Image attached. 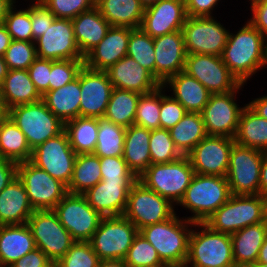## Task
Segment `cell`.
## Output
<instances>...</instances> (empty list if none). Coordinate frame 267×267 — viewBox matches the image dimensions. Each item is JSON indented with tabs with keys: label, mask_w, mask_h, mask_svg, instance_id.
Instances as JSON below:
<instances>
[{
	"label": "cell",
	"mask_w": 267,
	"mask_h": 267,
	"mask_svg": "<svg viewBox=\"0 0 267 267\" xmlns=\"http://www.w3.org/2000/svg\"><path fill=\"white\" fill-rule=\"evenodd\" d=\"M80 71L77 77L64 86L47 91L42 100L47 108L64 124L80 116Z\"/></svg>",
	"instance_id": "33"
},
{
	"label": "cell",
	"mask_w": 267,
	"mask_h": 267,
	"mask_svg": "<svg viewBox=\"0 0 267 267\" xmlns=\"http://www.w3.org/2000/svg\"><path fill=\"white\" fill-rule=\"evenodd\" d=\"M36 248L27 224L0 226V267H9Z\"/></svg>",
	"instance_id": "28"
},
{
	"label": "cell",
	"mask_w": 267,
	"mask_h": 267,
	"mask_svg": "<svg viewBox=\"0 0 267 267\" xmlns=\"http://www.w3.org/2000/svg\"><path fill=\"white\" fill-rule=\"evenodd\" d=\"M56 18L74 19L96 6V0H40Z\"/></svg>",
	"instance_id": "50"
},
{
	"label": "cell",
	"mask_w": 267,
	"mask_h": 267,
	"mask_svg": "<svg viewBox=\"0 0 267 267\" xmlns=\"http://www.w3.org/2000/svg\"><path fill=\"white\" fill-rule=\"evenodd\" d=\"M76 44L85 57L105 37L111 27L95 6L72 19Z\"/></svg>",
	"instance_id": "30"
},
{
	"label": "cell",
	"mask_w": 267,
	"mask_h": 267,
	"mask_svg": "<svg viewBox=\"0 0 267 267\" xmlns=\"http://www.w3.org/2000/svg\"><path fill=\"white\" fill-rule=\"evenodd\" d=\"M194 175L188 156L182 155L169 163L151 164L138 177V181L168 199L173 205H178Z\"/></svg>",
	"instance_id": "6"
},
{
	"label": "cell",
	"mask_w": 267,
	"mask_h": 267,
	"mask_svg": "<svg viewBox=\"0 0 267 267\" xmlns=\"http://www.w3.org/2000/svg\"><path fill=\"white\" fill-rule=\"evenodd\" d=\"M257 262L267 264V236L264 239V242L260 248L259 256Z\"/></svg>",
	"instance_id": "64"
},
{
	"label": "cell",
	"mask_w": 267,
	"mask_h": 267,
	"mask_svg": "<svg viewBox=\"0 0 267 267\" xmlns=\"http://www.w3.org/2000/svg\"><path fill=\"white\" fill-rule=\"evenodd\" d=\"M230 196V187L226 177L195 173L178 206H183L185 210L188 209L193 213L187 217L189 221L205 223L229 200Z\"/></svg>",
	"instance_id": "3"
},
{
	"label": "cell",
	"mask_w": 267,
	"mask_h": 267,
	"mask_svg": "<svg viewBox=\"0 0 267 267\" xmlns=\"http://www.w3.org/2000/svg\"><path fill=\"white\" fill-rule=\"evenodd\" d=\"M135 182L101 180L83 195L90 206L103 217L123 216L128 193Z\"/></svg>",
	"instance_id": "23"
},
{
	"label": "cell",
	"mask_w": 267,
	"mask_h": 267,
	"mask_svg": "<svg viewBox=\"0 0 267 267\" xmlns=\"http://www.w3.org/2000/svg\"><path fill=\"white\" fill-rule=\"evenodd\" d=\"M99 128L94 154L98 157L123 156L126 128L110 120L98 118Z\"/></svg>",
	"instance_id": "41"
},
{
	"label": "cell",
	"mask_w": 267,
	"mask_h": 267,
	"mask_svg": "<svg viewBox=\"0 0 267 267\" xmlns=\"http://www.w3.org/2000/svg\"><path fill=\"white\" fill-rule=\"evenodd\" d=\"M251 18L248 20L267 38V0H257L250 4Z\"/></svg>",
	"instance_id": "55"
},
{
	"label": "cell",
	"mask_w": 267,
	"mask_h": 267,
	"mask_svg": "<svg viewBox=\"0 0 267 267\" xmlns=\"http://www.w3.org/2000/svg\"><path fill=\"white\" fill-rule=\"evenodd\" d=\"M113 88L106 71L84 65L80 69V116L104 117Z\"/></svg>",
	"instance_id": "20"
},
{
	"label": "cell",
	"mask_w": 267,
	"mask_h": 267,
	"mask_svg": "<svg viewBox=\"0 0 267 267\" xmlns=\"http://www.w3.org/2000/svg\"><path fill=\"white\" fill-rule=\"evenodd\" d=\"M168 199L136 181L130 188L127 206L123 216L129 219L138 230L170 219L176 211Z\"/></svg>",
	"instance_id": "10"
},
{
	"label": "cell",
	"mask_w": 267,
	"mask_h": 267,
	"mask_svg": "<svg viewBox=\"0 0 267 267\" xmlns=\"http://www.w3.org/2000/svg\"><path fill=\"white\" fill-rule=\"evenodd\" d=\"M99 123L97 118L77 117L64 124V131L76 154L94 153Z\"/></svg>",
	"instance_id": "38"
},
{
	"label": "cell",
	"mask_w": 267,
	"mask_h": 267,
	"mask_svg": "<svg viewBox=\"0 0 267 267\" xmlns=\"http://www.w3.org/2000/svg\"><path fill=\"white\" fill-rule=\"evenodd\" d=\"M34 43L38 58L54 61L84 59L76 44L72 19L55 18Z\"/></svg>",
	"instance_id": "19"
},
{
	"label": "cell",
	"mask_w": 267,
	"mask_h": 267,
	"mask_svg": "<svg viewBox=\"0 0 267 267\" xmlns=\"http://www.w3.org/2000/svg\"><path fill=\"white\" fill-rule=\"evenodd\" d=\"M127 55L155 77L154 38L146 34L141 28H131Z\"/></svg>",
	"instance_id": "42"
},
{
	"label": "cell",
	"mask_w": 267,
	"mask_h": 267,
	"mask_svg": "<svg viewBox=\"0 0 267 267\" xmlns=\"http://www.w3.org/2000/svg\"><path fill=\"white\" fill-rule=\"evenodd\" d=\"M106 72L114 88L146 94L161 86L147 69L128 55L109 67Z\"/></svg>",
	"instance_id": "25"
},
{
	"label": "cell",
	"mask_w": 267,
	"mask_h": 267,
	"mask_svg": "<svg viewBox=\"0 0 267 267\" xmlns=\"http://www.w3.org/2000/svg\"><path fill=\"white\" fill-rule=\"evenodd\" d=\"M99 262L90 242L76 241L54 267H97Z\"/></svg>",
	"instance_id": "47"
},
{
	"label": "cell",
	"mask_w": 267,
	"mask_h": 267,
	"mask_svg": "<svg viewBox=\"0 0 267 267\" xmlns=\"http://www.w3.org/2000/svg\"><path fill=\"white\" fill-rule=\"evenodd\" d=\"M194 227L201 229L191 230L186 267H236L230 234L216 232L205 223Z\"/></svg>",
	"instance_id": "4"
},
{
	"label": "cell",
	"mask_w": 267,
	"mask_h": 267,
	"mask_svg": "<svg viewBox=\"0 0 267 267\" xmlns=\"http://www.w3.org/2000/svg\"><path fill=\"white\" fill-rule=\"evenodd\" d=\"M263 151L234 143L226 175L231 195H258Z\"/></svg>",
	"instance_id": "11"
},
{
	"label": "cell",
	"mask_w": 267,
	"mask_h": 267,
	"mask_svg": "<svg viewBox=\"0 0 267 267\" xmlns=\"http://www.w3.org/2000/svg\"><path fill=\"white\" fill-rule=\"evenodd\" d=\"M7 115L25 134L31 150L64 131V123L43 100L14 106L7 110Z\"/></svg>",
	"instance_id": "7"
},
{
	"label": "cell",
	"mask_w": 267,
	"mask_h": 267,
	"mask_svg": "<svg viewBox=\"0 0 267 267\" xmlns=\"http://www.w3.org/2000/svg\"><path fill=\"white\" fill-rule=\"evenodd\" d=\"M17 176L34 210H53L68 193L63 183L30 161L18 163Z\"/></svg>",
	"instance_id": "12"
},
{
	"label": "cell",
	"mask_w": 267,
	"mask_h": 267,
	"mask_svg": "<svg viewBox=\"0 0 267 267\" xmlns=\"http://www.w3.org/2000/svg\"><path fill=\"white\" fill-rule=\"evenodd\" d=\"M139 93L113 88L104 118L122 127L134 124Z\"/></svg>",
	"instance_id": "40"
},
{
	"label": "cell",
	"mask_w": 267,
	"mask_h": 267,
	"mask_svg": "<svg viewBox=\"0 0 267 267\" xmlns=\"http://www.w3.org/2000/svg\"><path fill=\"white\" fill-rule=\"evenodd\" d=\"M51 65L52 60L37 57L27 69L30 79L42 96L49 91Z\"/></svg>",
	"instance_id": "54"
},
{
	"label": "cell",
	"mask_w": 267,
	"mask_h": 267,
	"mask_svg": "<svg viewBox=\"0 0 267 267\" xmlns=\"http://www.w3.org/2000/svg\"><path fill=\"white\" fill-rule=\"evenodd\" d=\"M266 41L267 38L249 21L236 34L229 31L221 58L240 84L247 83L265 66L267 68Z\"/></svg>",
	"instance_id": "1"
},
{
	"label": "cell",
	"mask_w": 267,
	"mask_h": 267,
	"mask_svg": "<svg viewBox=\"0 0 267 267\" xmlns=\"http://www.w3.org/2000/svg\"><path fill=\"white\" fill-rule=\"evenodd\" d=\"M166 89L160 86V124L162 129H170L175 126L187 113L183 105L165 95Z\"/></svg>",
	"instance_id": "51"
},
{
	"label": "cell",
	"mask_w": 267,
	"mask_h": 267,
	"mask_svg": "<svg viewBox=\"0 0 267 267\" xmlns=\"http://www.w3.org/2000/svg\"><path fill=\"white\" fill-rule=\"evenodd\" d=\"M97 267H127L124 260H100Z\"/></svg>",
	"instance_id": "63"
},
{
	"label": "cell",
	"mask_w": 267,
	"mask_h": 267,
	"mask_svg": "<svg viewBox=\"0 0 267 267\" xmlns=\"http://www.w3.org/2000/svg\"><path fill=\"white\" fill-rule=\"evenodd\" d=\"M18 163L0 158V192L17 176Z\"/></svg>",
	"instance_id": "58"
},
{
	"label": "cell",
	"mask_w": 267,
	"mask_h": 267,
	"mask_svg": "<svg viewBox=\"0 0 267 267\" xmlns=\"http://www.w3.org/2000/svg\"><path fill=\"white\" fill-rule=\"evenodd\" d=\"M130 33V27L111 26L100 43L84 57V65L106 71L127 55Z\"/></svg>",
	"instance_id": "24"
},
{
	"label": "cell",
	"mask_w": 267,
	"mask_h": 267,
	"mask_svg": "<svg viewBox=\"0 0 267 267\" xmlns=\"http://www.w3.org/2000/svg\"><path fill=\"white\" fill-rule=\"evenodd\" d=\"M84 66V59L52 60L49 91L58 89L74 80Z\"/></svg>",
	"instance_id": "49"
},
{
	"label": "cell",
	"mask_w": 267,
	"mask_h": 267,
	"mask_svg": "<svg viewBox=\"0 0 267 267\" xmlns=\"http://www.w3.org/2000/svg\"><path fill=\"white\" fill-rule=\"evenodd\" d=\"M264 222H265V225H266V232H267V214H266V216H265V220H264Z\"/></svg>",
	"instance_id": "69"
},
{
	"label": "cell",
	"mask_w": 267,
	"mask_h": 267,
	"mask_svg": "<svg viewBox=\"0 0 267 267\" xmlns=\"http://www.w3.org/2000/svg\"><path fill=\"white\" fill-rule=\"evenodd\" d=\"M42 100V95L30 79L28 70H8L0 86V102L5 110Z\"/></svg>",
	"instance_id": "27"
},
{
	"label": "cell",
	"mask_w": 267,
	"mask_h": 267,
	"mask_svg": "<svg viewBox=\"0 0 267 267\" xmlns=\"http://www.w3.org/2000/svg\"><path fill=\"white\" fill-rule=\"evenodd\" d=\"M13 5L6 15L3 24L6 26L12 40L33 42L30 19V4L25 9L15 10Z\"/></svg>",
	"instance_id": "46"
},
{
	"label": "cell",
	"mask_w": 267,
	"mask_h": 267,
	"mask_svg": "<svg viewBox=\"0 0 267 267\" xmlns=\"http://www.w3.org/2000/svg\"><path fill=\"white\" fill-rule=\"evenodd\" d=\"M123 260L127 267H167L157 250L139 232Z\"/></svg>",
	"instance_id": "43"
},
{
	"label": "cell",
	"mask_w": 267,
	"mask_h": 267,
	"mask_svg": "<svg viewBox=\"0 0 267 267\" xmlns=\"http://www.w3.org/2000/svg\"><path fill=\"white\" fill-rule=\"evenodd\" d=\"M34 211L23 182L16 176L0 192V226L26 224Z\"/></svg>",
	"instance_id": "26"
},
{
	"label": "cell",
	"mask_w": 267,
	"mask_h": 267,
	"mask_svg": "<svg viewBox=\"0 0 267 267\" xmlns=\"http://www.w3.org/2000/svg\"><path fill=\"white\" fill-rule=\"evenodd\" d=\"M234 138L207 135L188 154L196 174L226 177Z\"/></svg>",
	"instance_id": "18"
},
{
	"label": "cell",
	"mask_w": 267,
	"mask_h": 267,
	"mask_svg": "<svg viewBox=\"0 0 267 267\" xmlns=\"http://www.w3.org/2000/svg\"><path fill=\"white\" fill-rule=\"evenodd\" d=\"M102 180L137 181L138 178L129 169L124 158L99 157Z\"/></svg>",
	"instance_id": "52"
},
{
	"label": "cell",
	"mask_w": 267,
	"mask_h": 267,
	"mask_svg": "<svg viewBox=\"0 0 267 267\" xmlns=\"http://www.w3.org/2000/svg\"><path fill=\"white\" fill-rule=\"evenodd\" d=\"M53 211L75 241L89 242L103 218L83 194L67 193Z\"/></svg>",
	"instance_id": "13"
},
{
	"label": "cell",
	"mask_w": 267,
	"mask_h": 267,
	"mask_svg": "<svg viewBox=\"0 0 267 267\" xmlns=\"http://www.w3.org/2000/svg\"><path fill=\"white\" fill-rule=\"evenodd\" d=\"M267 214V197L231 195L206 221L212 230L233 234L247 226L263 222Z\"/></svg>",
	"instance_id": "5"
},
{
	"label": "cell",
	"mask_w": 267,
	"mask_h": 267,
	"mask_svg": "<svg viewBox=\"0 0 267 267\" xmlns=\"http://www.w3.org/2000/svg\"><path fill=\"white\" fill-rule=\"evenodd\" d=\"M96 7L111 26L141 27L145 8L139 0H96Z\"/></svg>",
	"instance_id": "34"
},
{
	"label": "cell",
	"mask_w": 267,
	"mask_h": 267,
	"mask_svg": "<svg viewBox=\"0 0 267 267\" xmlns=\"http://www.w3.org/2000/svg\"><path fill=\"white\" fill-rule=\"evenodd\" d=\"M36 248L56 264L76 242L53 210H35L27 220Z\"/></svg>",
	"instance_id": "9"
},
{
	"label": "cell",
	"mask_w": 267,
	"mask_h": 267,
	"mask_svg": "<svg viewBox=\"0 0 267 267\" xmlns=\"http://www.w3.org/2000/svg\"><path fill=\"white\" fill-rule=\"evenodd\" d=\"M138 232L124 216L103 217L89 242L100 260H123Z\"/></svg>",
	"instance_id": "8"
},
{
	"label": "cell",
	"mask_w": 267,
	"mask_h": 267,
	"mask_svg": "<svg viewBox=\"0 0 267 267\" xmlns=\"http://www.w3.org/2000/svg\"><path fill=\"white\" fill-rule=\"evenodd\" d=\"M187 54L220 56L226 46L229 30L214 16H187L182 27Z\"/></svg>",
	"instance_id": "14"
},
{
	"label": "cell",
	"mask_w": 267,
	"mask_h": 267,
	"mask_svg": "<svg viewBox=\"0 0 267 267\" xmlns=\"http://www.w3.org/2000/svg\"><path fill=\"white\" fill-rule=\"evenodd\" d=\"M170 136L182 155H187L208 134L201 113L187 112L172 128Z\"/></svg>",
	"instance_id": "37"
},
{
	"label": "cell",
	"mask_w": 267,
	"mask_h": 267,
	"mask_svg": "<svg viewBox=\"0 0 267 267\" xmlns=\"http://www.w3.org/2000/svg\"><path fill=\"white\" fill-rule=\"evenodd\" d=\"M11 40V36L8 33L6 26L3 23L0 24V56H4Z\"/></svg>",
	"instance_id": "61"
},
{
	"label": "cell",
	"mask_w": 267,
	"mask_h": 267,
	"mask_svg": "<svg viewBox=\"0 0 267 267\" xmlns=\"http://www.w3.org/2000/svg\"><path fill=\"white\" fill-rule=\"evenodd\" d=\"M34 2V3H33ZM30 5V19L32 25L33 42L41 37L55 20V15L40 0H32Z\"/></svg>",
	"instance_id": "53"
},
{
	"label": "cell",
	"mask_w": 267,
	"mask_h": 267,
	"mask_svg": "<svg viewBox=\"0 0 267 267\" xmlns=\"http://www.w3.org/2000/svg\"><path fill=\"white\" fill-rule=\"evenodd\" d=\"M244 84L234 91L224 94H211L201 115L208 135L234 138L238 129L239 117L244 108L237 104L236 93Z\"/></svg>",
	"instance_id": "17"
},
{
	"label": "cell",
	"mask_w": 267,
	"mask_h": 267,
	"mask_svg": "<svg viewBox=\"0 0 267 267\" xmlns=\"http://www.w3.org/2000/svg\"><path fill=\"white\" fill-rule=\"evenodd\" d=\"M9 267H54V263L42 250L35 248Z\"/></svg>",
	"instance_id": "56"
},
{
	"label": "cell",
	"mask_w": 267,
	"mask_h": 267,
	"mask_svg": "<svg viewBox=\"0 0 267 267\" xmlns=\"http://www.w3.org/2000/svg\"><path fill=\"white\" fill-rule=\"evenodd\" d=\"M234 142L260 151H267V119L260 117L247 104L239 117Z\"/></svg>",
	"instance_id": "35"
},
{
	"label": "cell",
	"mask_w": 267,
	"mask_h": 267,
	"mask_svg": "<svg viewBox=\"0 0 267 267\" xmlns=\"http://www.w3.org/2000/svg\"><path fill=\"white\" fill-rule=\"evenodd\" d=\"M150 135V129L134 124L126 128L122 157L137 178L151 165Z\"/></svg>",
	"instance_id": "32"
},
{
	"label": "cell",
	"mask_w": 267,
	"mask_h": 267,
	"mask_svg": "<svg viewBox=\"0 0 267 267\" xmlns=\"http://www.w3.org/2000/svg\"><path fill=\"white\" fill-rule=\"evenodd\" d=\"M151 164L169 163L182 156L168 129H153L149 139Z\"/></svg>",
	"instance_id": "45"
},
{
	"label": "cell",
	"mask_w": 267,
	"mask_h": 267,
	"mask_svg": "<svg viewBox=\"0 0 267 267\" xmlns=\"http://www.w3.org/2000/svg\"><path fill=\"white\" fill-rule=\"evenodd\" d=\"M139 1L144 8H147L151 5H154L155 3H157L160 0H139Z\"/></svg>",
	"instance_id": "66"
},
{
	"label": "cell",
	"mask_w": 267,
	"mask_h": 267,
	"mask_svg": "<svg viewBox=\"0 0 267 267\" xmlns=\"http://www.w3.org/2000/svg\"><path fill=\"white\" fill-rule=\"evenodd\" d=\"M155 78L162 85L184 71L187 52L182 30L154 38Z\"/></svg>",
	"instance_id": "22"
},
{
	"label": "cell",
	"mask_w": 267,
	"mask_h": 267,
	"mask_svg": "<svg viewBox=\"0 0 267 267\" xmlns=\"http://www.w3.org/2000/svg\"><path fill=\"white\" fill-rule=\"evenodd\" d=\"M247 105L260 117L267 119V95L255 98Z\"/></svg>",
	"instance_id": "59"
},
{
	"label": "cell",
	"mask_w": 267,
	"mask_h": 267,
	"mask_svg": "<svg viewBox=\"0 0 267 267\" xmlns=\"http://www.w3.org/2000/svg\"><path fill=\"white\" fill-rule=\"evenodd\" d=\"M266 236L264 221L247 226L230 235L236 267H248L257 262Z\"/></svg>",
	"instance_id": "31"
},
{
	"label": "cell",
	"mask_w": 267,
	"mask_h": 267,
	"mask_svg": "<svg viewBox=\"0 0 267 267\" xmlns=\"http://www.w3.org/2000/svg\"><path fill=\"white\" fill-rule=\"evenodd\" d=\"M8 68L7 64L4 61V58L0 56V86L4 81L5 76L7 75Z\"/></svg>",
	"instance_id": "65"
},
{
	"label": "cell",
	"mask_w": 267,
	"mask_h": 267,
	"mask_svg": "<svg viewBox=\"0 0 267 267\" xmlns=\"http://www.w3.org/2000/svg\"><path fill=\"white\" fill-rule=\"evenodd\" d=\"M134 125L150 130L161 128L160 86L152 92L140 95Z\"/></svg>",
	"instance_id": "44"
},
{
	"label": "cell",
	"mask_w": 267,
	"mask_h": 267,
	"mask_svg": "<svg viewBox=\"0 0 267 267\" xmlns=\"http://www.w3.org/2000/svg\"><path fill=\"white\" fill-rule=\"evenodd\" d=\"M16 3V0H0V24L4 22L9 9Z\"/></svg>",
	"instance_id": "62"
},
{
	"label": "cell",
	"mask_w": 267,
	"mask_h": 267,
	"mask_svg": "<svg viewBox=\"0 0 267 267\" xmlns=\"http://www.w3.org/2000/svg\"><path fill=\"white\" fill-rule=\"evenodd\" d=\"M184 72L197 79L211 94L229 93L240 85L222 58L216 55L187 54Z\"/></svg>",
	"instance_id": "16"
},
{
	"label": "cell",
	"mask_w": 267,
	"mask_h": 267,
	"mask_svg": "<svg viewBox=\"0 0 267 267\" xmlns=\"http://www.w3.org/2000/svg\"><path fill=\"white\" fill-rule=\"evenodd\" d=\"M186 18L184 0H160L144 9L140 28L155 38L182 30Z\"/></svg>",
	"instance_id": "21"
},
{
	"label": "cell",
	"mask_w": 267,
	"mask_h": 267,
	"mask_svg": "<svg viewBox=\"0 0 267 267\" xmlns=\"http://www.w3.org/2000/svg\"><path fill=\"white\" fill-rule=\"evenodd\" d=\"M7 115L5 108H0V122Z\"/></svg>",
	"instance_id": "68"
},
{
	"label": "cell",
	"mask_w": 267,
	"mask_h": 267,
	"mask_svg": "<svg viewBox=\"0 0 267 267\" xmlns=\"http://www.w3.org/2000/svg\"><path fill=\"white\" fill-rule=\"evenodd\" d=\"M3 58L8 70H27L37 58L35 43L11 40Z\"/></svg>",
	"instance_id": "48"
},
{
	"label": "cell",
	"mask_w": 267,
	"mask_h": 267,
	"mask_svg": "<svg viewBox=\"0 0 267 267\" xmlns=\"http://www.w3.org/2000/svg\"><path fill=\"white\" fill-rule=\"evenodd\" d=\"M76 155L63 131L34 148L29 161L68 187Z\"/></svg>",
	"instance_id": "15"
},
{
	"label": "cell",
	"mask_w": 267,
	"mask_h": 267,
	"mask_svg": "<svg viewBox=\"0 0 267 267\" xmlns=\"http://www.w3.org/2000/svg\"><path fill=\"white\" fill-rule=\"evenodd\" d=\"M31 154L25 134L6 115L0 122V158L20 163L29 161Z\"/></svg>",
	"instance_id": "36"
},
{
	"label": "cell",
	"mask_w": 267,
	"mask_h": 267,
	"mask_svg": "<svg viewBox=\"0 0 267 267\" xmlns=\"http://www.w3.org/2000/svg\"><path fill=\"white\" fill-rule=\"evenodd\" d=\"M187 16L206 17L214 15L212 12L220 0H184Z\"/></svg>",
	"instance_id": "57"
},
{
	"label": "cell",
	"mask_w": 267,
	"mask_h": 267,
	"mask_svg": "<svg viewBox=\"0 0 267 267\" xmlns=\"http://www.w3.org/2000/svg\"><path fill=\"white\" fill-rule=\"evenodd\" d=\"M162 86L166 89L171 87V97L179 101L187 112L201 113L211 95L206 87L184 71L168 78Z\"/></svg>",
	"instance_id": "29"
},
{
	"label": "cell",
	"mask_w": 267,
	"mask_h": 267,
	"mask_svg": "<svg viewBox=\"0 0 267 267\" xmlns=\"http://www.w3.org/2000/svg\"><path fill=\"white\" fill-rule=\"evenodd\" d=\"M248 267H267V264L260 263V262H255L254 264H252V265H250Z\"/></svg>",
	"instance_id": "67"
},
{
	"label": "cell",
	"mask_w": 267,
	"mask_h": 267,
	"mask_svg": "<svg viewBox=\"0 0 267 267\" xmlns=\"http://www.w3.org/2000/svg\"><path fill=\"white\" fill-rule=\"evenodd\" d=\"M259 194L267 197V151H263L260 171Z\"/></svg>",
	"instance_id": "60"
},
{
	"label": "cell",
	"mask_w": 267,
	"mask_h": 267,
	"mask_svg": "<svg viewBox=\"0 0 267 267\" xmlns=\"http://www.w3.org/2000/svg\"><path fill=\"white\" fill-rule=\"evenodd\" d=\"M101 180L100 158L94 153L77 154L67 192L83 194Z\"/></svg>",
	"instance_id": "39"
},
{
	"label": "cell",
	"mask_w": 267,
	"mask_h": 267,
	"mask_svg": "<svg viewBox=\"0 0 267 267\" xmlns=\"http://www.w3.org/2000/svg\"><path fill=\"white\" fill-rule=\"evenodd\" d=\"M189 227H194V222L175 213L170 219L143 227L139 233L157 250L167 267L185 266L192 230Z\"/></svg>",
	"instance_id": "2"
}]
</instances>
